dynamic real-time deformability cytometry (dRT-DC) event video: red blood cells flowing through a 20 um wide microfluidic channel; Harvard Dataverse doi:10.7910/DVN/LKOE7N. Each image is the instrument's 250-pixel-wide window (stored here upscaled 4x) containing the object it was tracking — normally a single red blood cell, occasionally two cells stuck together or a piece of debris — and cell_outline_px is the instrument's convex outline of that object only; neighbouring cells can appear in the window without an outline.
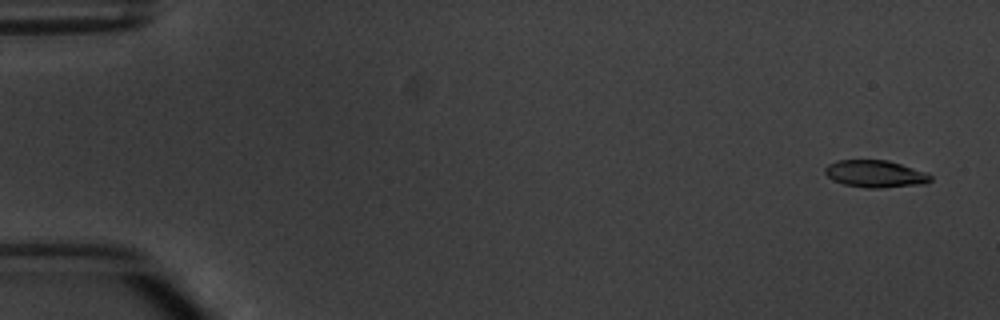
{"species": "common noctule bat (a hibernating species)", "species_latin": "Nyctalus noctula", "temperature_condition": "warm", "stored_images_in_passage": 4, "camera_frame_rate_fps": 3000, "um_per_image_px": 0.085, "animal": {"sex": "male", "body_mass_g": 20.1, "forearm_length_mm": 53.5}, "frame": {"image": 1, "passage_image": 1, "time_ms": 0.0, "image_size_px": [1000, 320], "cell_outline_px": [[932, 180], [924, 184], [880, 188], [868, 188], [844, 184], [832, 180], [824, 172], [824, 168], [828, 164], [836, 160], [888, 160], [928, 172], [932, 176]], "centroid_in_image_um": [74.42, 14.77], "position_along_channel_um": 10.6, "area_um2": 16.88}}
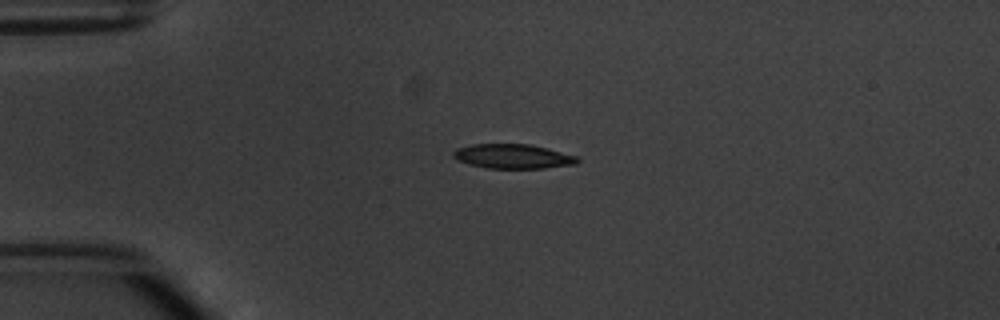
{"frame": {"image": 2, "passage_image": 4, "time_ms": 3.667, "image_size_px": [1000, 320], "cell_outline_px": [[580, 160], [576, 164], [544, 168], [488, 168], [468, 164], [456, 160], [452, 156], [452, 152], [456, 148], [472, 144], [528, 144], [548, 148], [576, 156]], "centroid_in_image_um": [43.56, 13.29], "position_along_channel_um": 41.4, "area_um2": 17.74}}